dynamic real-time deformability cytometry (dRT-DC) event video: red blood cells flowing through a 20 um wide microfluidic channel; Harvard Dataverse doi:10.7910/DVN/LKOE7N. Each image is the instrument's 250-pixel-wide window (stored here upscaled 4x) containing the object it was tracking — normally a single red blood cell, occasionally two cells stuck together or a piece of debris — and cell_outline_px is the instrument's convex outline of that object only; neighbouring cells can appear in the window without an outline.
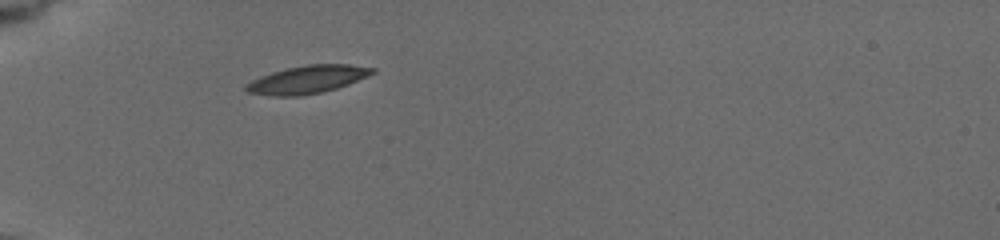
{"species": "common noctule bat (a hibernating species)", "species_latin": "Nyctalus noctula", "temperature_condition": "cold", "stored_images_in_passage": 35, "camera_frame_rate_fps": 3000, "um_per_image_px": 0.085, "animal": {"sex": "female", "body_mass_g": 19.5, "forearm_length_mm": 54.1}, "frame": {"image": 1, "passage_image": 1, "time_ms": 0.0, "image_size_px": [1000, 240], "cell_outline_px": [[376, 72], [368, 76], [348, 84], [336, 88], [320, 92], [296, 96], [276, 96], [248, 92], [244, 88], [244, 84], [260, 76], [284, 68], [308, 64], [348, 64], [376, 68]], "centroid_in_image_um": [26.13, 6.74], "position_along_channel_um": 58.9, "area_um2": 20.46}}
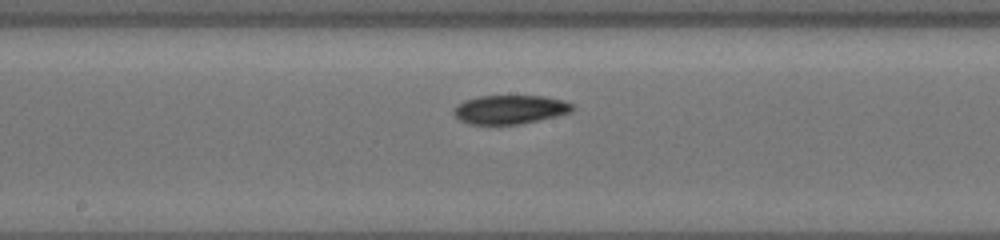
{"frame": {"image": 2, "passage_image": 15, "time_ms": 4.333, "image_size_px": [1000, 240], "cell_outline_px": [[576, 108], [572, 112], [520, 124], [468, 124], [460, 120], [452, 112], [452, 108], [456, 104], [464, 100], [480, 96], [544, 96], [576, 104]], "centroid_in_image_um": [43.33, 9.3], "position_along_channel_um": 204.9, "area_um2": 20.06}}
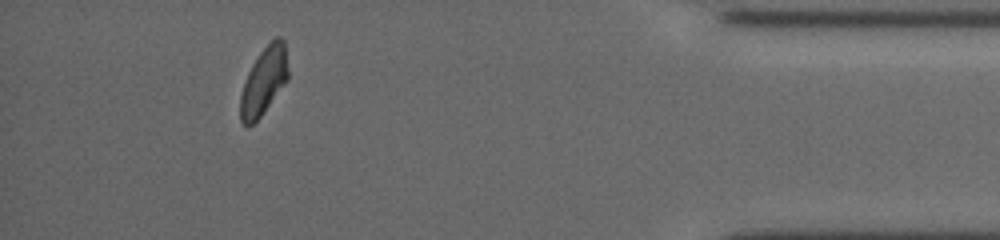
{"frame": {"image": 3, "passage_image": 30, "time_ms": 11.0, "image_size_px": [1000, 240], "cell_outline_px": [[288, 80], [260, 116], [248, 128], [240, 120], [240, 96], [248, 72], [252, 64], [260, 52], [276, 36], [280, 36], [284, 40], [288, 68]], "centroid_in_image_um": [22.43, 6.88], "position_along_channel_um": 412.8, "area_um2": 18.61}, "authors_computed_cell_mechanics": {"area_um2": 19.363, "velocity_mm_per_s": 3.7447, "shape_relaxation_time_tau1_ms": 8.9347, "shape_relaxation_time_tau2_ms": 7.3109, "deformation_change_tau1": 0.1448, "deformation_change_tau2": 0.1203}}